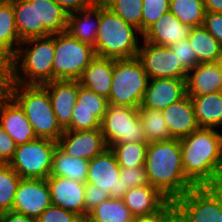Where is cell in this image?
<instances>
[{"label":"cell","mask_w":222,"mask_h":222,"mask_svg":"<svg viewBox=\"0 0 222 222\" xmlns=\"http://www.w3.org/2000/svg\"><path fill=\"white\" fill-rule=\"evenodd\" d=\"M217 63L220 66V68L222 69V49H221L220 55L218 57Z\"/></svg>","instance_id":"53"},{"label":"cell","mask_w":222,"mask_h":222,"mask_svg":"<svg viewBox=\"0 0 222 222\" xmlns=\"http://www.w3.org/2000/svg\"><path fill=\"white\" fill-rule=\"evenodd\" d=\"M53 205L61 207L85 218V185L65 177L46 178Z\"/></svg>","instance_id":"15"},{"label":"cell","mask_w":222,"mask_h":222,"mask_svg":"<svg viewBox=\"0 0 222 222\" xmlns=\"http://www.w3.org/2000/svg\"><path fill=\"white\" fill-rule=\"evenodd\" d=\"M169 11L191 28L201 26L206 13L203 0H170Z\"/></svg>","instance_id":"33"},{"label":"cell","mask_w":222,"mask_h":222,"mask_svg":"<svg viewBox=\"0 0 222 222\" xmlns=\"http://www.w3.org/2000/svg\"><path fill=\"white\" fill-rule=\"evenodd\" d=\"M188 40L198 63L217 62L222 46L202 25L191 28Z\"/></svg>","instance_id":"29"},{"label":"cell","mask_w":222,"mask_h":222,"mask_svg":"<svg viewBox=\"0 0 222 222\" xmlns=\"http://www.w3.org/2000/svg\"><path fill=\"white\" fill-rule=\"evenodd\" d=\"M203 187L214 197L221 208V213L217 220L218 222H222V176L207 182Z\"/></svg>","instance_id":"48"},{"label":"cell","mask_w":222,"mask_h":222,"mask_svg":"<svg viewBox=\"0 0 222 222\" xmlns=\"http://www.w3.org/2000/svg\"><path fill=\"white\" fill-rule=\"evenodd\" d=\"M57 146L69 156L85 160H91L108 148L101 129L64 130Z\"/></svg>","instance_id":"14"},{"label":"cell","mask_w":222,"mask_h":222,"mask_svg":"<svg viewBox=\"0 0 222 222\" xmlns=\"http://www.w3.org/2000/svg\"><path fill=\"white\" fill-rule=\"evenodd\" d=\"M0 222H36V220L23 213L11 210L0 213Z\"/></svg>","instance_id":"50"},{"label":"cell","mask_w":222,"mask_h":222,"mask_svg":"<svg viewBox=\"0 0 222 222\" xmlns=\"http://www.w3.org/2000/svg\"><path fill=\"white\" fill-rule=\"evenodd\" d=\"M147 142L115 143L110 146L121 168L144 166L147 154Z\"/></svg>","instance_id":"34"},{"label":"cell","mask_w":222,"mask_h":222,"mask_svg":"<svg viewBox=\"0 0 222 222\" xmlns=\"http://www.w3.org/2000/svg\"><path fill=\"white\" fill-rule=\"evenodd\" d=\"M12 7L21 41L38 38L37 0H12Z\"/></svg>","instance_id":"28"},{"label":"cell","mask_w":222,"mask_h":222,"mask_svg":"<svg viewBox=\"0 0 222 222\" xmlns=\"http://www.w3.org/2000/svg\"><path fill=\"white\" fill-rule=\"evenodd\" d=\"M16 148L15 141L2 129L0 124V163L8 164L13 158Z\"/></svg>","instance_id":"47"},{"label":"cell","mask_w":222,"mask_h":222,"mask_svg":"<svg viewBox=\"0 0 222 222\" xmlns=\"http://www.w3.org/2000/svg\"><path fill=\"white\" fill-rule=\"evenodd\" d=\"M0 124L17 146L37 138L24 110L12 97L0 99Z\"/></svg>","instance_id":"18"},{"label":"cell","mask_w":222,"mask_h":222,"mask_svg":"<svg viewBox=\"0 0 222 222\" xmlns=\"http://www.w3.org/2000/svg\"><path fill=\"white\" fill-rule=\"evenodd\" d=\"M169 47L180 62L181 66L187 72L199 64L188 38L181 40L180 42L175 43Z\"/></svg>","instance_id":"42"},{"label":"cell","mask_w":222,"mask_h":222,"mask_svg":"<svg viewBox=\"0 0 222 222\" xmlns=\"http://www.w3.org/2000/svg\"><path fill=\"white\" fill-rule=\"evenodd\" d=\"M87 218L92 222H133L134 216L123 199L109 198L93 208Z\"/></svg>","instance_id":"31"},{"label":"cell","mask_w":222,"mask_h":222,"mask_svg":"<svg viewBox=\"0 0 222 222\" xmlns=\"http://www.w3.org/2000/svg\"><path fill=\"white\" fill-rule=\"evenodd\" d=\"M191 27L181 23L170 11L163 14L143 33V40L160 46H171L189 37Z\"/></svg>","instance_id":"19"},{"label":"cell","mask_w":222,"mask_h":222,"mask_svg":"<svg viewBox=\"0 0 222 222\" xmlns=\"http://www.w3.org/2000/svg\"><path fill=\"white\" fill-rule=\"evenodd\" d=\"M149 80L137 57L114 59L109 104L139 108Z\"/></svg>","instance_id":"6"},{"label":"cell","mask_w":222,"mask_h":222,"mask_svg":"<svg viewBox=\"0 0 222 222\" xmlns=\"http://www.w3.org/2000/svg\"><path fill=\"white\" fill-rule=\"evenodd\" d=\"M143 34L108 7L100 6V24L94 45L96 56L131 59L138 55ZM140 42V43H139Z\"/></svg>","instance_id":"3"},{"label":"cell","mask_w":222,"mask_h":222,"mask_svg":"<svg viewBox=\"0 0 222 222\" xmlns=\"http://www.w3.org/2000/svg\"><path fill=\"white\" fill-rule=\"evenodd\" d=\"M106 7L142 33V0H111Z\"/></svg>","instance_id":"36"},{"label":"cell","mask_w":222,"mask_h":222,"mask_svg":"<svg viewBox=\"0 0 222 222\" xmlns=\"http://www.w3.org/2000/svg\"><path fill=\"white\" fill-rule=\"evenodd\" d=\"M52 204L46 179L21 178L13 202V211L35 220Z\"/></svg>","instance_id":"13"},{"label":"cell","mask_w":222,"mask_h":222,"mask_svg":"<svg viewBox=\"0 0 222 222\" xmlns=\"http://www.w3.org/2000/svg\"><path fill=\"white\" fill-rule=\"evenodd\" d=\"M170 0H142V34L169 11Z\"/></svg>","instance_id":"40"},{"label":"cell","mask_w":222,"mask_h":222,"mask_svg":"<svg viewBox=\"0 0 222 222\" xmlns=\"http://www.w3.org/2000/svg\"><path fill=\"white\" fill-rule=\"evenodd\" d=\"M91 5L106 6L111 0H89Z\"/></svg>","instance_id":"52"},{"label":"cell","mask_w":222,"mask_h":222,"mask_svg":"<svg viewBox=\"0 0 222 222\" xmlns=\"http://www.w3.org/2000/svg\"><path fill=\"white\" fill-rule=\"evenodd\" d=\"M89 160L71 157L56 146L49 176L65 177L86 183Z\"/></svg>","instance_id":"27"},{"label":"cell","mask_w":222,"mask_h":222,"mask_svg":"<svg viewBox=\"0 0 222 222\" xmlns=\"http://www.w3.org/2000/svg\"><path fill=\"white\" fill-rule=\"evenodd\" d=\"M138 109L147 143L173 139L161 111L146 107Z\"/></svg>","instance_id":"32"},{"label":"cell","mask_w":222,"mask_h":222,"mask_svg":"<svg viewBox=\"0 0 222 222\" xmlns=\"http://www.w3.org/2000/svg\"><path fill=\"white\" fill-rule=\"evenodd\" d=\"M206 12L222 13V0H203Z\"/></svg>","instance_id":"51"},{"label":"cell","mask_w":222,"mask_h":222,"mask_svg":"<svg viewBox=\"0 0 222 222\" xmlns=\"http://www.w3.org/2000/svg\"><path fill=\"white\" fill-rule=\"evenodd\" d=\"M119 179L122 183V188H126V191L135 187L150 185L144 166L121 168Z\"/></svg>","instance_id":"41"},{"label":"cell","mask_w":222,"mask_h":222,"mask_svg":"<svg viewBox=\"0 0 222 222\" xmlns=\"http://www.w3.org/2000/svg\"><path fill=\"white\" fill-rule=\"evenodd\" d=\"M121 167L113 151L108 147L89 160L86 184H93L109 192L110 198L123 199L126 188L119 179Z\"/></svg>","instance_id":"12"},{"label":"cell","mask_w":222,"mask_h":222,"mask_svg":"<svg viewBox=\"0 0 222 222\" xmlns=\"http://www.w3.org/2000/svg\"><path fill=\"white\" fill-rule=\"evenodd\" d=\"M133 222H178L176 205L174 201L168 200L158 211L136 216Z\"/></svg>","instance_id":"43"},{"label":"cell","mask_w":222,"mask_h":222,"mask_svg":"<svg viewBox=\"0 0 222 222\" xmlns=\"http://www.w3.org/2000/svg\"><path fill=\"white\" fill-rule=\"evenodd\" d=\"M38 37L66 31L68 13L53 0H37Z\"/></svg>","instance_id":"26"},{"label":"cell","mask_w":222,"mask_h":222,"mask_svg":"<svg viewBox=\"0 0 222 222\" xmlns=\"http://www.w3.org/2000/svg\"><path fill=\"white\" fill-rule=\"evenodd\" d=\"M190 98L199 128L222 131V91Z\"/></svg>","instance_id":"25"},{"label":"cell","mask_w":222,"mask_h":222,"mask_svg":"<svg viewBox=\"0 0 222 222\" xmlns=\"http://www.w3.org/2000/svg\"><path fill=\"white\" fill-rule=\"evenodd\" d=\"M182 164L186 177L195 185L222 176V132L198 128L180 139Z\"/></svg>","instance_id":"2"},{"label":"cell","mask_w":222,"mask_h":222,"mask_svg":"<svg viewBox=\"0 0 222 222\" xmlns=\"http://www.w3.org/2000/svg\"><path fill=\"white\" fill-rule=\"evenodd\" d=\"M100 129L107 147L120 142H147L138 108L109 104Z\"/></svg>","instance_id":"9"},{"label":"cell","mask_w":222,"mask_h":222,"mask_svg":"<svg viewBox=\"0 0 222 222\" xmlns=\"http://www.w3.org/2000/svg\"><path fill=\"white\" fill-rule=\"evenodd\" d=\"M81 222H92L91 220H89L87 217L82 218Z\"/></svg>","instance_id":"54"},{"label":"cell","mask_w":222,"mask_h":222,"mask_svg":"<svg viewBox=\"0 0 222 222\" xmlns=\"http://www.w3.org/2000/svg\"><path fill=\"white\" fill-rule=\"evenodd\" d=\"M109 192L93 184L85 185V217L88 213L98 206L102 201L109 199Z\"/></svg>","instance_id":"45"},{"label":"cell","mask_w":222,"mask_h":222,"mask_svg":"<svg viewBox=\"0 0 222 222\" xmlns=\"http://www.w3.org/2000/svg\"><path fill=\"white\" fill-rule=\"evenodd\" d=\"M14 84V57L0 47V99L11 97Z\"/></svg>","instance_id":"37"},{"label":"cell","mask_w":222,"mask_h":222,"mask_svg":"<svg viewBox=\"0 0 222 222\" xmlns=\"http://www.w3.org/2000/svg\"><path fill=\"white\" fill-rule=\"evenodd\" d=\"M100 24V6L92 5L89 8L68 14L67 28L72 37L94 47Z\"/></svg>","instance_id":"23"},{"label":"cell","mask_w":222,"mask_h":222,"mask_svg":"<svg viewBox=\"0 0 222 222\" xmlns=\"http://www.w3.org/2000/svg\"><path fill=\"white\" fill-rule=\"evenodd\" d=\"M186 88L190 97L222 91V69L217 62L199 63L187 73Z\"/></svg>","instance_id":"20"},{"label":"cell","mask_w":222,"mask_h":222,"mask_svg":"<svg viewBox=\"0 0 222 222\" xmlns=\"http://www.w3.org/2000/svg\"><path fill=\"white\" fill-rule=\"evenodd\" d=\"M21 177L9 165L0 163V213L11 211Z\"/></svg>","instance_id":"35"},{"label":"cell","mask_w":222,"mask_h":222,"mask_svg":"<svg viewBox=\"0 0 222 222\" xmlns=\"http://www.w3.org/2000/svg\"><path fill=\"white\" fill-rule=\"evenodd\" d=\"M114 69V59L95 56L83 71L78 82L84 88L109 98Z\"/></svg>","instance_id":"22"},{"label":"cell","mask_w":222,"mask_h":222,"mask_svg":"<svg viewBox=\"0 0 222 222\" xmlns=\"http://www.w3.org/2000/svg\"><path fill=\"white\" fill-rule=\"evenodd\" d=\"M11 97L24 110L37 138L58 141L64 130L58 124L48 91L42 85L14 84Z\"/></svg>","instance_id":"5"},{"label":"cell","mask_w":222,"mask_h":222,"mask_svg":"<svg viewBox=\"0 0 222 222\" xmlns=\"http://www.w3.org/2000/svg\"><path fill=\"white\" fill-rule=\"evenodd\" d=\"M21 42L15 24L12 0H0V47L14 56Z\"/></svg>","instance_id":"30"},{"label":"cell","mask_w":222,"mask_h":222,"mask_svg":"<svg viewBox=\"0 0 222 222\" xmlns=\"http://www.w3.org/2000/svg\"><path fill=\"white\" fill-rule=\"evenodd\" d=\"M202 26L222 46V13L206 12Z\"/></svg>","instance_id":"46"},{"label":"cell","mask_w":222,"mask_h":222,"mask_svg":"<svg viewBox=\"0 0 222 222\" xmlns=\"http://www.w3.org/2000/svg\"><path fill=\"white\" fill-rule=\"evenodd\" d=\"M54 80H78L96 56L93 46L79 41L68 32L54 34Z\"/></svg>","instance_id":"7"},{"label":"cell","mask_w":222,"mask_h":222,"mask_svg":"<svg viewBox=\"0 0 222 222\" xmlns=\"http://www.w3.org/2000/svg\"><path fill=\"white\" fill-rule=\"evenodd\" d=\"M78 214L51 204L36 219V222H81Z\"/></svg>","instance_id":"44"},{"label":"cell","mask_w":222,"mask_h":222,"mask_svg":"<svg viewBox=\"0 0 222 222\" xmlns=\"http://www.w3.org/2000/svg\"><path fill=\"white\" fill-rule=\"evenodd\" d=\"M54 34L22 41L14 57V82L43 85L53 81Z\"/></svg>","instance_id":"4"},{"label":"cell","mask_w":222,"mask_h":222,"mask_svg":"<svg viewBox=\"0 0 222 222\" xmlns=\"http://www.w3.org/2000/svg\"><path fill=\"white\" fill-rule=\"evenodd\" d=\"M173 138L181 139L199 128L190 96L172 103L162 111Z\"/></svg>","instance_id":"21"},{"label":"cell","mask_w":222,"mask_h":222,"mask_svg":"<svg viewBox=\"0 0 222 222\" xmlns=\"http://www.w3.org/2000/svg\"><path fill=\"white\" fill-rule=\"evenodd\" d=\"M109 106L108 99L79 84L78 101L74 108L98 109V119L103 120Z\"/></svg>","instance_id":"39"},{"label":"cell","mask_w":222,"mask_h":222,"mask_svg":"<svg viewBox=\"0 0 222 222\" xmlns=\"http://www.w3.org/2000/svg\"><path fill=\"white\" fill-rule=\"evenodd\" d=\"M57 142L36 138L17 146L8 163L23 179H46L50 175Z\"/></svg>","instance_id":"8"},{"label":"cell","mask_w":222,"mask_h":222,"mask_svg":"<svg viewBox=\"0 0 222 222\" xmlns=\"http://www.w3.org/2000/svg\"><path fill=\"white\" fill-rule=\"evenodd\" d=\"M98 109L74 108L70 125L65 130H94L100 129Z\"/></svg>","instance_id":"38"},{"label":"cell","mask_w":222,"mask_h":222,"mask_svg":"<svg viewBox=\"0 0 222 222\" xmlns=\"http://www.w3.org/2000/svg\"><path fill=\"white\" fill-rule=\"evenodd\" d=\"M186 95V79H150L139 107L162 111Z\"/></svg>","instance_id":"16"},{"label":"cell","mask_w":222,"mask_h":222,"mask_svg":"<svg viewBox=\"0 0 222 222\" xmlns=\"http://www.w3.org/2000/svg\"><path fill=\"white\" fill-rule=\"evenodd\" d=\"M178 222H218L221 208L203 187L195 186L174 201Z\"/></svg>","instance_id":"11"},{"label":"cell","mask_w":222,"mask_h":222,"mask_svg":"<svg viewBox=\"0 0 222 222\" xmlns=\"http://www.w3.org/2000/svg\"><path fill=\"white\" fill-rule=\"evenodd\" d=\"M42 86L48 91L58 124L65 130L71 123L74 105L78 101V80H54Z\"/></svg>","instance_id":"17"},{"label":"cell","mask_w":222,"mask_h":222,"mask_svg":"<svg viewBox=\"0 0 222 222\" xmlns=\"http://www.w3.org/2000/svg\"><path fill=\"white\" fill-rule=\"evenodd\" d=\"M144 167L149 184L170 201L195 187L183 170L180 139L148 143Z\"/></svg>","instance_id":"1"},{"label":"cell","mask_w":222,"mask_h":222,"mask_svg":"<svg viewBox=\"0 0 222 222\" xmlns=\"http://www.w3.org/2000/svg\"><path fill=\"white\" fill-rule=\"evenodd\" d=\"M137 58L149 79H186L187 77L188 72L168 46L148 43L142 39Z\"/></svg>","instance_id":"10"},{"label":"cell","mask_w":222,"mask_h":222,"mask_svg":"<svg viewBox=\"0 0 222 222\" xmlns=\"http://www.w3.org/2000/svg\"><path fill=\"white\" fill-rule=\"evenodd\" d=\"M123 201L134 217L158 211L168 199L151 185L127 190Z\"/></svg>","instance_id":"24"},{"label":"cell","mask_w":222,"mask_h":222,"mask_svg":"<svg viewBox=\"0 0 222 222\" xmlns=\"http://www.w3.org/2000/svg\"><path fill=\"white\" fill-rule=\"evenodd\" d=\"M68 14L91 7L89 0H53Z\"/></svg>","instance_id":"49"}]
</instances>
